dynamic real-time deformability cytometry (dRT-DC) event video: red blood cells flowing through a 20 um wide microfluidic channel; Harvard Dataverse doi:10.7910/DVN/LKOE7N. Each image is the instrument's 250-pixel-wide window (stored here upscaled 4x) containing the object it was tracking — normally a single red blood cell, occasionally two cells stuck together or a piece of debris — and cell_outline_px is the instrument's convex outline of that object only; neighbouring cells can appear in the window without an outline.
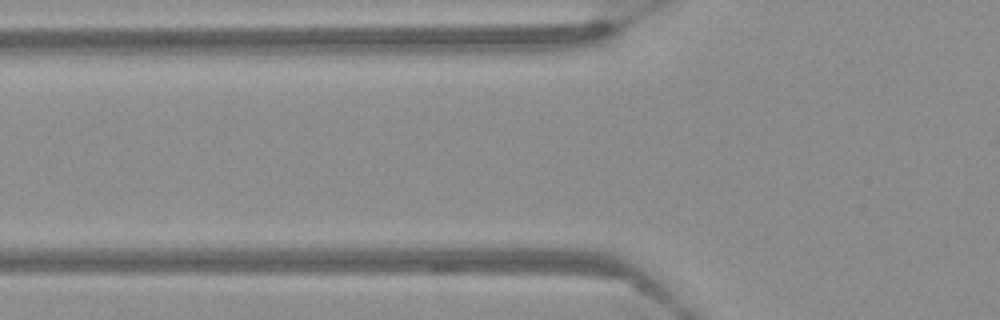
{"species": "Egyptian fruit bat (a non-hibernating species)", "species_latin": "Rousettus aegyptiacus", "temperature_condition": "warm", "stored_images_in_passage": 6, "camera_frame_rate_fps": 3000, "um_per_image_px": 0.085, "frame": {"image": 1, "passage_image": 2, "time_ms": 0.333, "image_size_px": [1000, 320], "cell_outline_px": [[644, 292], [640, 292], [484, 276], [476, 272], [476, 268], [576, 268], [612, 272], [624, 276]], "centroid_in_image_um": [48.0, 23.56], "position_along_channel_um": 77.8, "area_um2": 15.72}}